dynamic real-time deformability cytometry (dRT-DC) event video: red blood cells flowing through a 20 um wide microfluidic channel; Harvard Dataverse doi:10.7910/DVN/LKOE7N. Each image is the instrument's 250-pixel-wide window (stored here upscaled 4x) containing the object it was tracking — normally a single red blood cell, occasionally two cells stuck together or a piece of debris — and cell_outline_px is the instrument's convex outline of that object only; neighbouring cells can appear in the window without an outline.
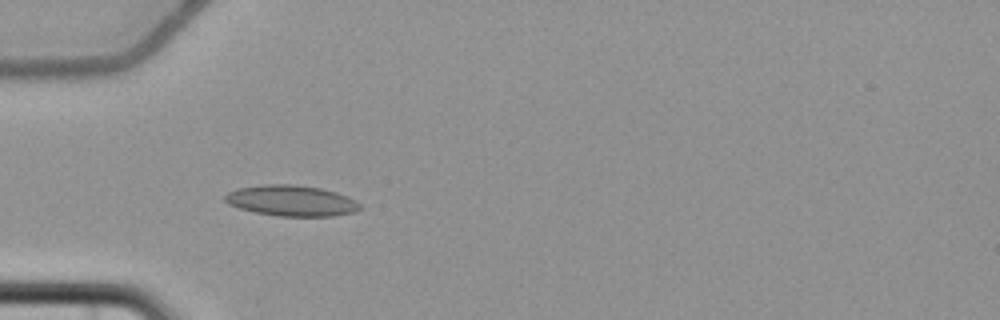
{"species": "common noctule bat (a hibernating species)", "species_latin": "Nyctalus noctula", "temperature_condition": "cold", "stored_images_in_passage": 7, "camera_frame_rate_fps": 3000, "um_per_image_px": 0.085, "animal": {"sex": "female", "body_mass_g": 22.7, "forearm_length_mm": 54.2}, "frame": {"image": 1, "passage_image": 6, "time_ms": 6.0, "image_size_px": [1000, 320], "cell_outline_px": [[364, 208], [356, 212], [332, 216], [280, 216], [256, 212], [240, 208], [228, 204], [224, 200], [224, 196], [228, 192], [236, 188], [264, 184], [292, 184], [320, 188], [336, 192], [348, 196], [360, 204]], "centroid_in_image_um": [24.79, 17.05], "position_along_channel_um": 60.2, "area_um2": 24.33}}